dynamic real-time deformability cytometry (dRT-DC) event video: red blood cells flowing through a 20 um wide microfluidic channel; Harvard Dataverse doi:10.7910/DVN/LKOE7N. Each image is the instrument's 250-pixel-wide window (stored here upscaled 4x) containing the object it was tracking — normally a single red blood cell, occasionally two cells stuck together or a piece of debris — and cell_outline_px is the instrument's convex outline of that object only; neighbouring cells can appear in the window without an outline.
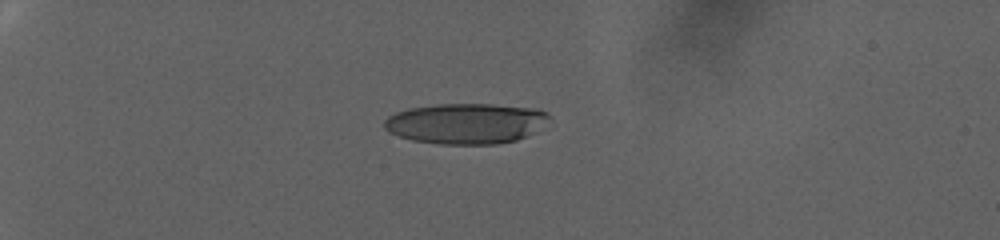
{"species": "human", "species_latin": "Homo sapiens", "temperature_condition": "warm", "stored_images_in_passage": 59, "camera_frame_rate_fps": 3000, "um_per_image_px": 0.085, "donor": {"sex": "female"}, "frame": {"image": 1, "passage_image": 1, "time_ms": 0.0, "image_size_px": [1000, 240], "cell_outline_px": [[552, 116], [532, 132], [516, 140], [496, 144], [440, 144], [412, 140], [388, 132], [384, 128], [384, 120], [388, 116], [396, 112], [408, 108], [440, 104], [492, 104], [540, 108]], "centroid_in_image_um": [39.58, 10.48], "position_along_channel_um": 45.4, "area_um2": 38.9}}
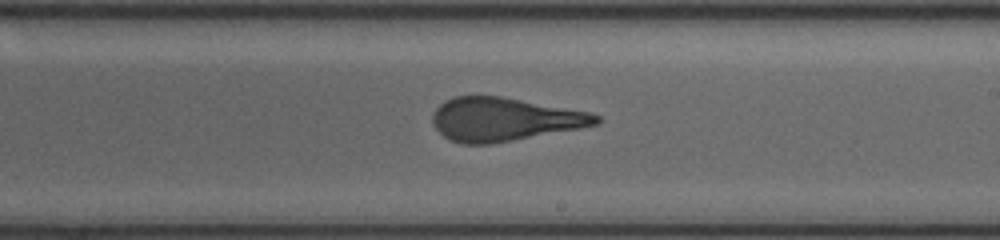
{"frame": {"image": 2, "passage_image": 31, "time_ms": 10.0, "image_size_px": [1000, 240], "cell_outline_px": [[600, 124], [580, 128], [492, 144], [464, 144], [448, 140], [432, 124], [432, 116], [436, 108], [444, 100], [456, 96], [500, 96], [592, 112], [600, 116]], "centroid_in_image_um": [42.86, 10.14], "position_along_channel_um": 246.1, "area_um2": 41.5}}
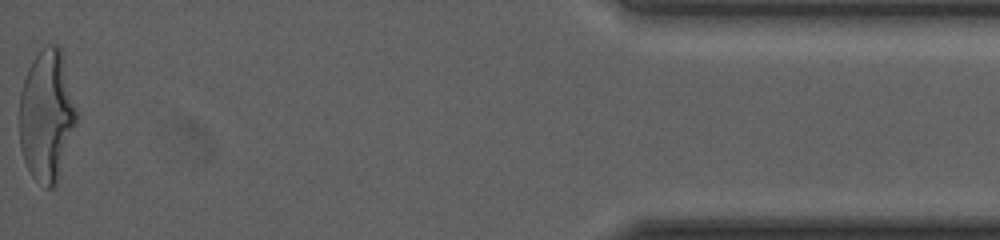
{"frame": {"image": 3, "passage_image": 59, "time_ms": 19.333, "image_size_px": [1000, 240], "cell_outline_px": [[80, 112], [56, 184], [52, 188], [44, 188], [32, 176], [24, 160], [20, 148], [20, 92], [28, 68], [32, 60], [44, 44], [56, 44], [60, 48]], "centroid_in_image_um": [3.99, 9.79], "position_along_channel_um": 431.2, "area_um2": 44.16}, "authors_computed_cell_mechanics": {"area_um2": 41.7316, "velocity_mm_per_s": 2.6863, "shape_relaxation_time_tau1_ms": 10.9887, "shape_relaxation_time_tau2_ms": 1.4787, "deformation_change_tau1": 0.3233, "deformation_change_tau2": 0.1099}}